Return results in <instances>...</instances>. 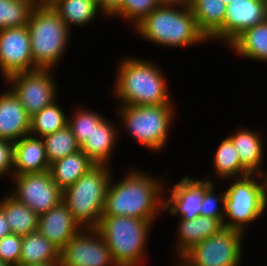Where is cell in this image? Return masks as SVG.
I'll use <instances>...</instances> for the list:
<instances>
[{
    "instance_id": "obj_1",
    "label": "cell",
    "mask_w": 267,
    "mask_h": 266,
    "mask_svg": "<svg viewBox=\"0 0 267 266\" xmlns=\"http://www.w3.org/2000/svg\"><path fill=\"white\" fill-rule=\"evenodd\" d=\"M117 180L112 174L102 216H128L157 222L164 212V190L169 182L164 176H154L135 167Z\"/></svg>"
},
{
    "instance_id": "obj_2",
    "label": "cell",
    "mask_w": 267,
    "mask_h": 266,
    "mask_svg": "<svg viewBox=\"0 0 267 266\" xmlns=\"http://www.w3.org/2000/svg\"><path fill=\"white\" fill-rule=\"evenodd\" d=\"M121 58L112 86V95L119 105L175 104L162 66L152 59L131 55Z\"/></svg>"
},
{
    "instance_id": "obj_3",
    "label": "cell",
    "mask_w": 267,
    "mask_h": 266,
    "mask_svg": "<svg viewBox=\"0 0 267 266\" xmlns=\"http://www.w3.org/2000/svg\"><path fill=\"white\" fill-rule=\"evenodd\" d=\"M132 30L143 40L163 48H189L209 42L199 30L190 6L160 5Z\"/></svg>"
},
{
    "instance_id": "obj_4",
    "label": "cell",
    "mask_w": 267,
    "mask_h": 266,
    "mask_svg": "<svg viewBox=\"0 0 267 266\" xmlns=\"http://www.w3.org/2000/svg\"><path fill=\"white\" fill-rule=\"evenodd\" d=\"M116 108L117 122L122 125L119 129L123 127L135 143L152 153L166 149L177 117L176 104L117 105Z\"/></svg>"
},
{
    "instance_id": "obj_5",
    "label": "cell",
    "mask_w": 267,
    "mask_h": 266,
    "mask_svg": "<svg viewBox=\"0 0 267 266\" xmlns=\"http://www.w3.org/2000/svg\"><path fill=\"white\" fill-rule=\"evenodd\" d=\"M27 27L36 68L55 71L68 52L72 31L49 3H37L32 8Z\"/></svg>"
},
{
    "instance_id": "obj_6",
    "label": "cell",
    "mask_w": 267,
    "mask_h": 266,
    "mask_svg": "<svg viewBox=\"0 0 267 266\" xmlns=\"http://www.w3.org/2000/svg\"><path fill=\"white\" fill-rule=\"evenodd\" d=\"M154 225L156 222L128 216H102L96 229L117 266H145Z\"/></svg>"
},
{
    "instance_id": "obj_7",
    "label": "cell",
    "mask_w": 267,
    "mask_h": 266,
    "mask_svg": "<svg viewBox=\"0 0 267 266\" xmlns=\"http://www.w3.org/2000/svg\"><path fill=\"white\" fill-rule=\"evenodd\" d=\"M111 166L95 165L73 185L63 190L62 201L83 229H96L104 211Z\"/></svg>"
},
{
    "instance_id": "obj_8",
    "label": "cell",
    "mask_w": 267,
    "mask_h": 266,
    "mask_svg": "<svg viewBox=\"0 0 267 266\" xmlns=\"http://www.w3.org/2000/svg\"><path fill=\"white\" fill-rule=\"evenodd\" d=\"M226 181L230 185L224 190L223 226L246 234L250 225L253 226L267 212L261 177L249 174Z\"/></svg>"
},
{
    "instance_id": "obj_9",
    "label": "cell",
    "mask_w": 267,
    "mask_h": 266,
    "mask_svg": "<svg viewBox=\"0 0 267 266\" xmlns=\"http://www.w3.org/2000/svg\"><path fill=\"white\" fill-rule=\"evenodd\" d=\"M246 236L224 228L193 246L180 260L186 266H241Z\"/></svg>"
},
{
    "instance_id": "obj_10",
    "label": "cell",
    "mask_w": 267,
    "mask_h": 266,
    "mask_svg": "<svg viewBox=\"0 0 267 266\" xmlns=\"http://www.w3.org/2000/svg\"><path fill=\"white\" fill-rule=\"evenodd\" d=\"M5 85L14 93L31 118L59 97L53 69L38 68L33 71L19 72L4 80Z\"/></svg>"
},
{
    "instance_id": "obj_11",
    "label": "cell",
    "mask_w": 267,
    "mask_h": 266,
    "mask_svg": "<svg viewBox=\"0 0 267 266\" xmlns=\"http://www.w3.org/2000/svg\"><path fill=\"white\" fill-rule=\"evenodd\" d=\"M15 185L9 193L37 215L46 213L62 201L63 191L53 181L50 171L13 175Z\"/></svg>"
},
{
    "instance_id": "obj_12",
    "label": "cell",
    "mask_w": 267,
    "mask_h": 266,
    "mask_svg": "<svg viewBox=\"0 0 267 266\" xmlns=\"http://www.w3.org/2000/svg\"><path fill=\"white\" fill-rule=\"evenodd\" d=\"M60 266H117L97 229H81L61 250Z\"/></svg>"
},
{
    "instance_id": "obj_13",
    "label": "cell",
    "mask_w": 267,
    "mask_h": 266,
    "mask_svg": "<svg viewBox=\"0 0 267 266\" xmlns=\"http://www.w3.org/2000/svg\"><path fill=\"white\" fill-rule=\"evenodd\" d=\"M213 183L210 179L195 178L188 174L171 185L172 187L169 188V192L166 189L169 184L165 185L164 212L175 218L187 220L198 217L206 190Z\"/></svg>"
},
{
    "instance_id": "obj_14",
    "label": "cell",
    "mask_w": 267,
    "mask_h": 266,
    "mask_svg": "<svg viewBox=\"0 0 267 266\" xmlns=\"http://www.w3.org/2000/svg\"><path fill=\"white\" fill-rule=\"evenodd\" d=\"M27 25L0 30V76L36 70Z\"/></svg>"
},
{
    "instance_id": "obj_15",
    "label": "cell",
    "mask_w": 267,
    "mask_h": 266,
    "mask_svg": "<svg viewBox=\"0 0 267 266\" xmlns=\"http://www.w3.org/2000/svg\"><path fill=\"white\" fill-rule=\"evenodd\" d=\"M267 10L262 0H237L226 5L223 20V44L228 46L246 29L263 22Z\"/></svg>"
},
{
    "instance_id": "obj_16",
    "label": "cell",
    "mask_w": 267,
    "mask_h": 266,
    "mask_svg": "<svg viewBox=\"0 0 267 266\" xmlns=\"http://www.w3.org/2000/svg\"><path fill=\"white\" fill-rule=\"evenodd\" d=\"M81 229L63 201L46 213L38 215L37 231L54 244L59 251Z\"/></svg>"
},
{
    "instance_id": "obj_17",
    "label": "cell",
    "mask_w": 267,
    "mask_h": 266,
    "mask_svg": "<svg viewBox=\"0 0 267 266\" xmlns=\"http://www.w3.org/2000/svg\"><path fill=\"white\" fill-rule=\"evenodd\" d=\"M240 127L227 136L237 149L241 165L250 174H260L265 168L264 160L266 156L264 154H266V146L264 141L266 137L260 130Z\"/></svg>"
},
{
    "instance_id": "obj_18",
    "label": "cell",
    "mask_w": 267,
    "mask_h": 266,
    "mask_svg": "<svg viewBox=\"0 0 267 266\" xmlns=\"http://www.w3.org/2000/svg\"><path fill=\"white\" fill-rule=\"evenodd\" d=\"M176 227L175 260L180 259L188 250L211 235L219 233L224 229L223 223L219 219L201 216L187 220L179 218ZM176 245H175V244ZM175 245V246H174Z\"/></svg>"
},
{
    "instance_id": "obj_19",
    "label": "cell",
    "mask_w": 267,
    "mask_h": 266,
    "mask_svg": "<svg viewBox=\"0 0 267 266\" xmlns=\"http://www.w3.org/2000/svg\"><path fill=\"white\" fill-rule=\"evenodd\" d=\"M29 131L30 117L19 99L6 87L0 93V139L16 142Z\"/></svg>"
},
{
    "instance_id": "obj_20",
    "label": "cell",
    "mask_w": 267,
    "mask_h": 266,
    "mask_svg": "<svg viewBox=\"0 0 267 266\" xmlns=\"http://www.w3.org/2000/svg\"><path fill=\"white\" fill-rule=\"evenodd\" d=\"M111 121L106 117L80 145L81 150L95 165H112V155L121 134L118 129L120 126Z\"/></svg>"
},
{
    "instance_id": "obj_21",
    "label": "cell",
    "mask_w": 267,
    "mask_h": 266,
    "mask_svg": "<svg viewBox=\"0 0 267 266\" xmlns=\"http://www.w3.org/2000/svg\"><path fill=\"white\" fill-rule=\"evenodd\" d=\"M50 170L43 138L30 134L14 142L13 175L43 173Z\"/></svg>"
},
{
    "instance_id": "obj_22",
    "label": "cell",
    "mask_w": 267,
    "mask_h": 266,
    "mask_svg": "<svg viewBox=\"0 0 267 266\" xmlns=\"http://www.w3.org/2000/svg\"><path fill=\"white\" fill-rule=\"evenodd\" d=\"M191 10L199 30L209 42H222L226 4L222 0H192Z\"/></svg>"
},
{
    "instance_id": "obj_23",
    "label": "cell",
    "mask_w": 267,
    "mask_h": 266,
    "mask_svg": "<svg viewBox=\"0 0 267 266\" xmlns=\"http://www.w3.org/2000/svg\"><path fill=\"white\" fill-rule=\"evenodd\" d=\"M227 47L242 58L267 63V18L239 34Z\"/></svg>"
},
{
    "instance_id": "obj_24",
    "label": "cell",
    "mask_w": 267,
    "mask_h": 266,
    "mask_svg": "<svg viewBox=\"0 0 267 266\" xmlns=\"http://www.w3.org/2000/svg\"><path fill=\"white\" fill-rule=\"evenodd\" d=\"M49 5L71 31L94 23L99 15L104 16L94 0H52Z\"/></svg>"
},
{
    "instance_id": "obj_25",
    "label": "cell",
    "mask_w": 267,
    "mask_h": 266,
    "mask_svg": "<svg viewBox=\"0 0 267 266\" xmlns=\"http://www.w3.org/2000/svg\"><path fill=\"white\" fill-rule=\"evenodd\" d=\"M213 153L212 168L213 173H215V178H212V174L205 175L207 179L218 181H225L227 179L240 178L249 175L250 173L241 165V161L234 147L231 139L226 136L222 141L216 146Z\"/></svg>"
},
{
    "instance_id": "obj_26",
    "label": "cell",
    "mask_w": 267,
    "mask_h": 266,
    "mask_svg": "<svg viewBox=\"0 0 267 266\" xmlns=\"http://www.w3.org/2000/svg\"><path fill=\"white\" fill-rule=\"evenodd\" d=\"M94 166L95 164L80 149L73 154L51 163L49 171L53 181L63 191L73 185Z\"/></svg>"
},
{
    "instance_id": "obj_27",
    "label": "cell",
    "mask_w": 267,
    "mask_h": 266,
    "mask_svg": "<svg viewBox=\"0 0 267 266\" xmlns=\"http://www.w3.org/2000/svg\"><path fill=\"white\" fill-rule=\"evenodd\" d=\"M0 207L4 210L12 234L25 236L37 231L38 215L9 192L0 198Z\"/></svg>"
},
{
    "instance_id": "obj_28",
    "label": "cell",
    "mask_w": 267,
    "mask_h": 266,
    "mask_svg": "<svg viewBox=\"0 0 267 266\" xmlns=\"http://www.w3.org/2000/svg\"><path fill=\"white\" fill-rule=\"evenodd\" d=\"M60 251L38 231L22 236L19 265L59 263Z\"/></svg>"
},
{
    "instance_id": "obj_29",
    "label": "cell",
    "mask_w": 267,
    "mask_h": 266,
    "mask_svg": "<svg viewBox=\"0 0 267 266\" xmlns=\"http://www.w3.org/2000/svg\"><path fill=\"white\" fill-rule=\"evenodd\" d=\"M67 123L68 115L57 99L30 118L29 134L43 138L65 128Z\"/></svg>"
},
{
    "instance_id": "obj_30",
    "label": "cell",
    "mask_w": 267,
    "mask_h": 266,
    "mask_svg": "<svg viewBox=\"0 0 267 266\" xmlns=\"http://www.w3.org/2000/svg\"><path fill=\"white\" fill-rule=\"evenodd\" d=\"M43 140L45 143L46 157L50 164L81 149L68 126L44 136Z\"/></svg>"
},
{
    "instance_id": "obj_31",
    "label": "cell",
    "mask_w": 267,
    "mask_h": 266,
    "mask_svg": "<svg viewBox=\"0 0 267 266\" xmlns=\"http://www.w3.org/2000/svg\"><path fill=\"white\" fill-rule=\"evenodd\" d=\"M68 115L67 126L71 129L78 144L81 145L93 130L105 119L100 112L89 109L85 106H77Z\"/></svg>"
},
{
    "instance_id": "obj_32",
    "label": "cell",
    "mask_w": 267,
    "mask_h": 266,
    "mask_svg": "<svg viewBox=\"0 0 267 266\" xmlns=\"http://www.w3.org/2000/svg\"><path fill=\"white\" fill-rule=\"evenodd\" d=\"M36 0H0V30L28 24Z\"/></svg>"
},
{
    "instance_id": "obj_33",
    "label": "cell",
    "mask_w": 267,
    "mask_h": 266,
    "mask_svg": "<svg viewBox=\"0 0 267 266\" xmlns=\"http://www.w3.org/2000/svg\"><path fill=\"white\" fill-rule=\"evenodd\" d=\"M160 3L158 0H122L121 6L109 17H118L122 22L131 25L134 28L153 10L158 8Z\"/></svg>"
},
{
    "instance_id": "obj_34",
    "label": "cell",
    "mask_w": 267,
    "mask_h": 266,
    "mask_svg": "<svg viewBox=\"0 0 267 266\" xmlns=\"http://www.w3.org/2000/svg\"><path fill=\"white\" fill-rule=\"evenodd\" d=\"M217 185L214 182L207 190L204 199L201 203V216L219 219L222 223L225 218L224 214V199L225 191H216ZM218 192V193H217Z\"/></svg>"
},
{
    "instance_id": "obj_35",
    "label": "cell",
    "mask_w": 267,
    "mask_h": 266,
    "mask_svg": "<svg viewBox=\"0 0 267 266\" xmlns=\"http://www.w3.org/2000/svg\"><path fill=\"white\" fill-rule=\"evenodd\" d=\"M22 236L10 234L0 240V259L10 266H19Z\"/></svg>"
},
{
    "instance_id": "obj_36",
    "label": "cell",
    "mask_w": 267,
    "mask_h": 266,
    "mask_svg": "<svg viewBox=\"0 0 267 266\" xmlns=\"http://www.w3.org/2000/svg\"><path fill=\"white\" fill-rule=\"evenodd\" d=\"M14 171V142L0 139V177L12 178ZM0 178V179H2Z\"/></svg>"
},
{
    "instance_id": "obj_37",
    "label": "cell",
    "mask_w": 267,
    "mask_h": 266,
    "mask_svg": "<svg viewBox=\"0 0 267 266\" xmlns=\"http://www.w3.org/2000/svg\"><path fill=\"white\" fill-rule=\"evenodd\" d=\"M122 0H100L97 4L105 17L109 18L120 6Z\"/></svg>"
},
{
    "instance_id": "obj_38",
    "label": "cell",
    "mask_w": 267,
    "mask_h": 266,
    "mask_svg": "<svg viewBox=\"0 0 267 266\" xmlns=\"http://www.w3.org/2000/svg\"><path fill=\"white\" fill-rule=\"evenodd\" d=\"M12 234L7 219L4 215V210L0 207V240L5 237Z\"/></svg>"
},
{
    "instance_id": "obj_39",
    "label": "cell",
    "mask_w": 267,
    "mask_h": 266,
    "mask_svg": "<svg viewBox=\"0 0 267 266\" xmlns=\"http://www.w3.org/2000/svg\"><path fill=\"white\" fill-rule=\"evenodd\" d=\"M160 5L190 6L192 0H158Z\"/></svg>"
},
{
    "instance_id": "obj_40",
    "label": "cell",
    "mask_w": 267,
    "mask_h": 266,
    "mask_svg": "<svg viewBox=\"0 0 267 266\" xmlns=\"http://www.w3.org/2000/svg\"><path fill=\"white\" fill-rule=\"evenodd\" d=\"M259 175H260L261 180H262L263 193H264L265 201L267 204V168H265V170L263 169Z\"/></svg>"
},
{
    "instance_id": "obj_41",
    "label": "cell",
    "mask_w": 267,
    "mask_h": 266,
    "mask_svg": "<svg viewBox=\"0 0 267 266\" xmlns=\"http://www.w3.org/2000/svg\"><path fill=\"white\" fill-rule=\"evenodd\" d=\"M19 266H60L59 263H47V264H31V265H19Z\"/></svg>"
},
{
    "instance_id": "obj_42",
    "label": "cell",
    "mask_w": 267,
    "mask_h": 266,
    "mask_svg": "<svg viewBox=\"0 0 267 266\" xmlns=\"http://www.w3.org/2000/svg\"><path fill=\"white\" fill-rule=\"evenodd\" d=\"M174 266H186L180 259H177V262L174 263Z\"/></svg>"
},
{
    "instance_id": "obj_43",
    "label": "cell",
    "mask_w": 267,
    "mask_h": 266,
    "mask_svg": "<svg viewBox=\"0 0 267 266\" xmlns=\"http://www.w3.org/2000/svg\"><path fill=\"white\" fill-rule=\"evenodd\" d=\"M52 0H36L37 3H49Z\"/></svg>"
},
{
    "instance_id": "obj_44",
    "label": "cell",
    "mask_w": 267,
    "mask_h": 266,
    "mask_svg": "<svg viewBox=\"0 0 267 266\" xmlns=\"http://www.w3.org/2000/svg\"><path fill=\"white\" fill-rule=\"evenodd\" d=\"M0 266H10V265L0 259Z\"/></svg>"
},
{
    "instance_id": "obj_45",
    "label": "cell",
    "mask_w": 267,
    "mask_h": 266,
    "mask_svg": "<svg viewBox=\"0 0 267 266\" xmlns=\"http://www.w3.org/2000/svg\"><path fill=\"white\" fill-rule=\"evenodd\" d=\"M226 5H228L231 2L237 1V0H222Z\"/></svg>"
},
{
    "instance_id": "obj_46",
    "label": "cell",
    "mask_w": 267,
    "mask_h": 266,
    "mask_svg": "<svg viewBox=\"0 0 267 266\" xmlns=\"http://www.w3.org/2000/svg\"><path fill=\"white\" fill-rule=\"evenodd\" d=\"M264 3H265V7H266V10H267V0H262Z\"/></svg>"
}]
</instances>
